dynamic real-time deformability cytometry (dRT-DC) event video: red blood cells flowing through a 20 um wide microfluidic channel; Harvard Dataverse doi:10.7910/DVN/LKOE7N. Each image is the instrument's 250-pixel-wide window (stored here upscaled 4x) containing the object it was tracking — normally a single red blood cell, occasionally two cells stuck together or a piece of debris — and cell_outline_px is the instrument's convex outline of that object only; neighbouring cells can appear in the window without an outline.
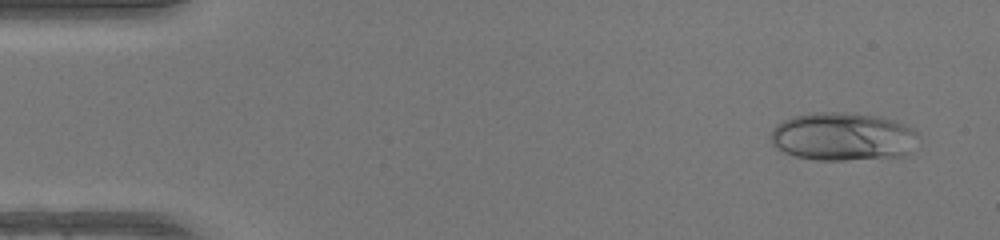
{"species": "human", "species_latin": "Homo sapiens", "temperature_condition": "warm", "stored_images_in_passage": 49, "camera_frame_rate_fps": 3000, "um_per_image_px": 0.085, "donor": {"sex": "female"}, "frame": {"image": 1, "passage_image": 3, "time_ms": 0.667, "image_size_px": [1000, 240], "cell_outline_px": [[920, 136], [908, 152], [904, 156], [844, 160], [816, 160], [796, 156], [784, 152], [776, 148], [772, 144], [772, 128], [776, 124], [792, 116], [816, 112], [844, 112], [880, 116], [896, 120], [920, 132]], "centroid_in_image_um": [71.66, 11.6], "position_along_channel_um": 13.3, "area_um2": 41.79}}
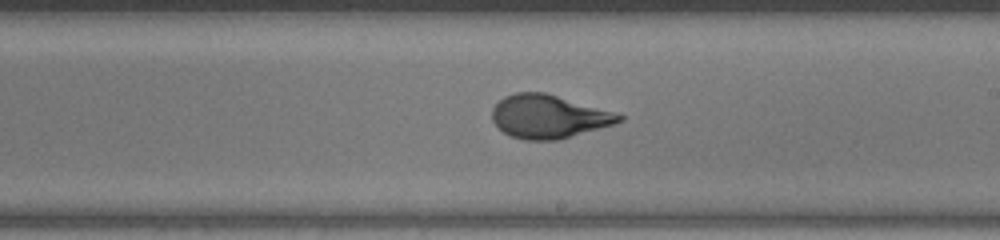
{"frame": {"image": 2, "passage_image": 28, "time_ms": 9.0, "image_size_px": [1000, 240], "cell_outline_px": [[624, 120], [612, 124], [556, 140], [524, 140], [512, 136], [504, 132], [492, 120], [492, 108], [504, 96], [516, 92], [544, 92], [612, 112], [624, 116]], "centroid_in_image_um": [46.57, 9.9], "position_along_channel_um": 242.4, "area_um2": 31.39}}
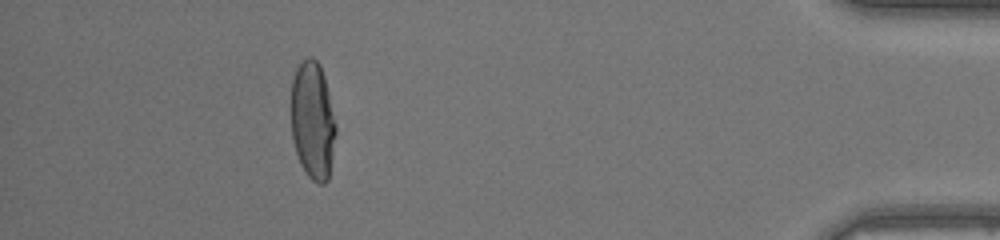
{"frame": {"image": 3, "passage_image": 44, "time_ms": 14.333, "image_size_px": [1000, 240], "cell_outline_px": [[336, 132], [328, 180], [324, 184], [320, 184], [312, 180], [308, 176], [300, 164], [292, 140], [288, 108], [292, 80], [296, 68], [308, 56], [312, 56], [320, 64], [324, 76], [336, 124]], "centroid_in_image_um": [26.53, 10.23], "position_along_channel_um": 408.7, "area_um2": 31.44}, "authors_computed_cell_mechanics": {"area_um2": 32.3102, "velocity_mm_per_s": 4.2034, "shape_relaxation_time_tau1_ms": 6.8835, "shape_relaxation_time_tau2_ms": null, "deformation_change_tau1": 0.2786, "deformation_change_tau2": null}}